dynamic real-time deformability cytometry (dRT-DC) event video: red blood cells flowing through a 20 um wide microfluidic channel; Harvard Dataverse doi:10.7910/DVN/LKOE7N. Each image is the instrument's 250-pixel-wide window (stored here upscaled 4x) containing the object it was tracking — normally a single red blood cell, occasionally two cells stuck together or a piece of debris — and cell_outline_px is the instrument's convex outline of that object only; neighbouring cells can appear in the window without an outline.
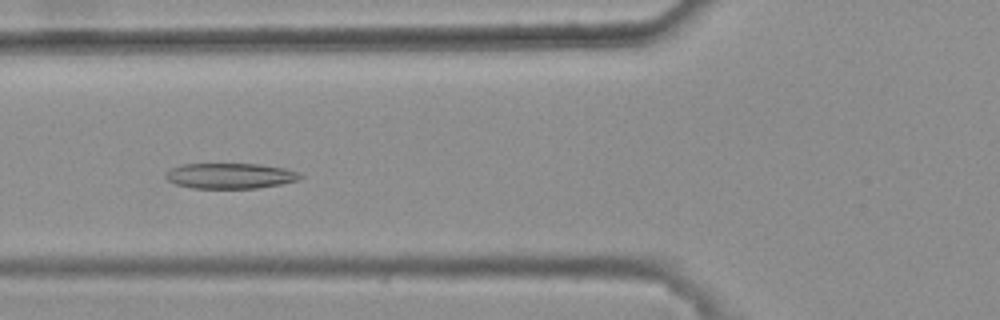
{"species": "common noctule bat (a hibernating species)", "species_latin": "Nyctalus noctula", "temperature_condition": "warm", "stored_images_in_passage": 44, "camera_frame_rate_fps": 3000, "um_per_image_px": 0.085, "animal": {"sex": "female", "body_mass_g": 25.1}, "frame": {"image": 1, "passage_image": 19, "time_ms": 6.0, "image_size_px": [1000, 320], "cell_outline_px": [[304, 176], [300, 180], [280, 184], [256, 188], [192, 188], [176, 184], [168, 180], [164, 176], [172, 168], [180, 164], [260, 164], [284, 168], [300, 172]], "centroid_in_image_um": [19.61, 14.94], "position_along_channel_um": 106.2, "area_um2": 20.0}}
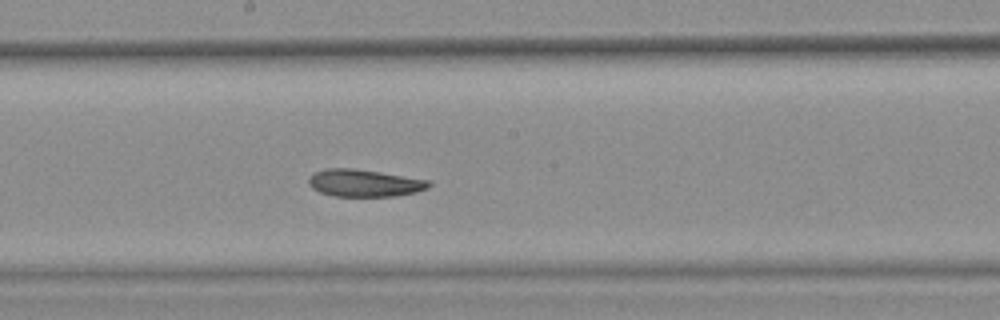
{"frame": {"image": 2, "passage_image": 28, "time_ms": 9.0, "image_size_px": [1000, 320], "cell_outline_px": [[432, 184], [428, 188], [416, 192], [396, 196], [332, 196], [320, 192], [312, 188], [308, 184], [308, 180], [312, 172], [324, 168], [356, 168], [428, 180]], "centroid_in_image_um": [30.92, 15.55], "position_along_channel_um": 217.3, "area_um2": 19.25}}
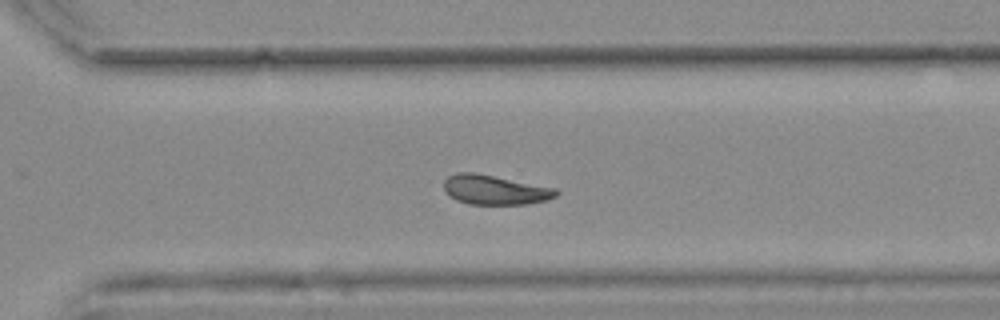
{"frame": {"image": 3, "passage_image": 37, "time_ms": 12.0, "image_size_px": [1000, 320], "cell_outline_px": [[560, 192], [556, 196], [548, 200], [528, 204], [468, 204], [456, 200], [448, 196], [444, 192], [444, 180], [448, 176], [456, 172], [476, 172], [556, 188]], "centroid_in_image_um": [42.05, 16.13], "position_along_channel_um": 328.6, "area_um2": 19.65}, "authors_computed_cell_mechanics": {"area_um2": 20.1144, "velocity_mm_per_s": 3.7078, "shape_relaxation_time_tau1_ms": null, "shape_relaxation_time_tau2_ms": 3.765, "deformation_change_tau1": null, "deformation_change_tau2": 0.0896}}